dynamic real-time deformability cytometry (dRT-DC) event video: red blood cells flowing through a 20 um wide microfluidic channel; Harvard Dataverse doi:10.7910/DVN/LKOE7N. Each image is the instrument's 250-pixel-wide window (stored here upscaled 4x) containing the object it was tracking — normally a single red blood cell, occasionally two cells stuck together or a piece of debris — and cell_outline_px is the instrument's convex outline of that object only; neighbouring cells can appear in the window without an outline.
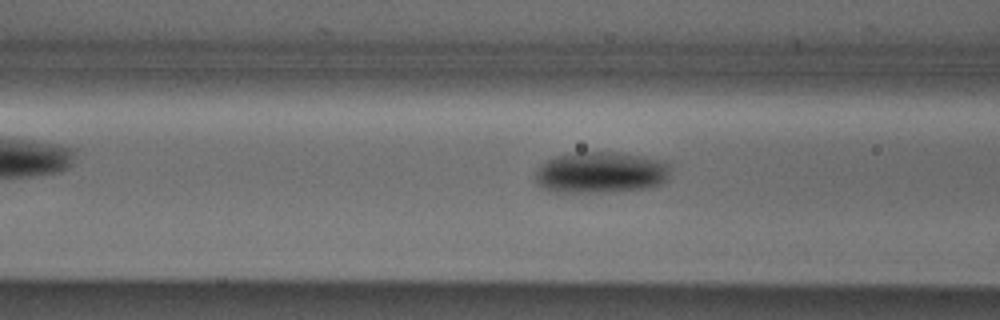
{"species": "Egyptian fruit bat (a non-hibernating species)", "species_latin": "Rousettus aegyptiacus", "temperature_condition": "cold", "stored_images_in_passage": 8, "camera_frame_rate_fps": 3000, "um_per_image_px": 0.085, "animal": {"sex": "male"}, "frame": {"image": 1, "passage_image": 6, "time_ms": 1.667, "image_size_px": [1000, 320], "cell_outline_px": [[668, 180], [664, 184], [652, 188], [604, 192], [556, 192], [544, 188], [536, 184], [536, 172], [540, 164], [556, 156], [580, 152], [612, 152], [640, 156], [664, 160], [668, 164]], "centroid_in_image_um": [51.09, 14.67], "position_along_channel_um": 115.5, "area_um2": 32.66}}